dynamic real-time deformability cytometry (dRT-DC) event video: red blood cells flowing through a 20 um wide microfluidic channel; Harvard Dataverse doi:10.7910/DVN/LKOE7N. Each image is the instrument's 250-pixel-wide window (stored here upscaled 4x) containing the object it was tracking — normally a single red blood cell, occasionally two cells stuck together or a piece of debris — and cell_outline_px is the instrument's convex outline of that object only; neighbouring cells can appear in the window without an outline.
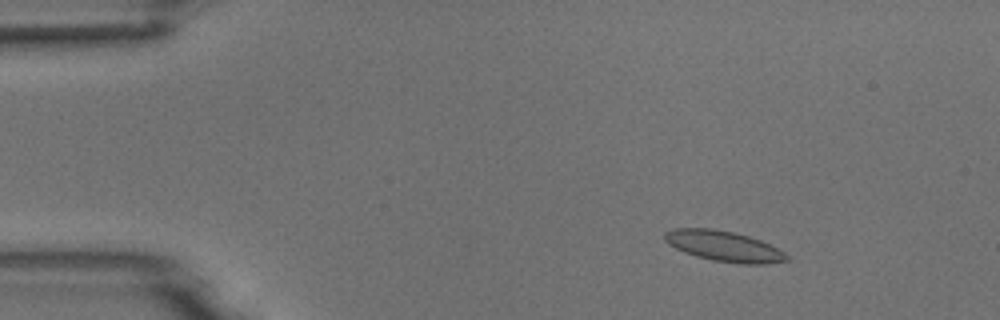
{"species": "common noctule bat (a hibernating species)", "species_latin": "Nyctalus noctula", "temperature_condition": "room temperature", "stored_images_in_passage": 6, "camera_frame_rate_fps": 3000, "um_per_image_px": 0.085, "animal": {"sex": "male", "body_mass_g": 18.8}, "frame": {"image": 1, "passage_image": 3, "time_ms": 2.333, "image_size_px": [1000, 320], "cell_outline_px": [[788, 260], [764, 264], [740, 264], [712, 260], [696, 256], [684, 252], [668, 244], [664, 240], [664, 232], [672, 228], [712, 228], [732, 232], [748, 236], [760, 240], [784, 252], [788, 256]], "centroid_in_image_um": [61.48, 20.92], "position_along_channel_um": 23.5, "area_um2": 21.62}}
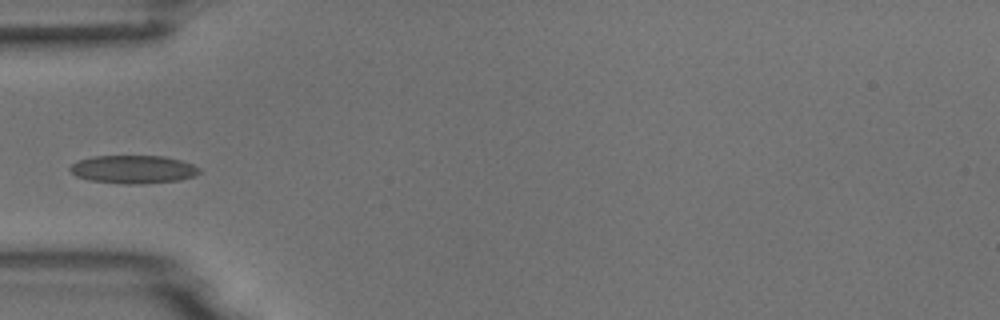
{"frame": {"image": 2, "passage_image": 6, "time_ms": 5.667, "image_size_px": [1000, 320], "cell_outline_px": [[200, 172], [196, 176], [180, 180], [140, 184], [128, 184], [88, 180], [76, 176], [68, 168], [76, 160], [96, 156], [164, 156], [180, 160], [192, 164], [200, 168]], "centroid_in_image_um": [11.33, 14.39], "position_along_channel_um": 73.7, "area_um2": 21.27}}